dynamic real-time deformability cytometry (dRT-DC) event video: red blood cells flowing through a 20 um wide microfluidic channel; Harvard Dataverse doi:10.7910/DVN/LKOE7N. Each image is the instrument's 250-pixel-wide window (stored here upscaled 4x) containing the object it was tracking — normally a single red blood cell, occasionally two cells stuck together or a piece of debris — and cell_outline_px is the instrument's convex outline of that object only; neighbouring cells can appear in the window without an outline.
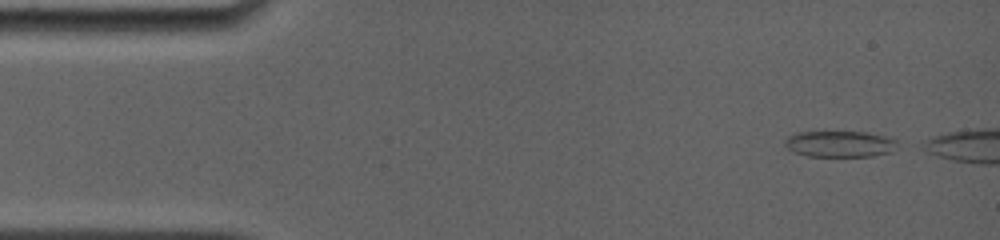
{"species": "common noctule bat (a hibernating species)", "species_latin": "Nyctalus noctula", "temperature_condition": "room temperature", "stored_images_in_passage": 34, "camera_frame_rate_fps": 4000, "um_per_image_px": 0.085, "animal": {"sex": "female", "body_mass_g": 19.0, "forearm_length_mm": 56.7}, "frame": {"image": 1, "passage_image": 1, "time_ms": 0.0, "image_size_px": [1000, 240], "cell_outline_px": [[896, 140], [892, 152], [872, 156], [808, 156], [796, 152], [788, 148], [784, 144], [784, 140], [788, 136], [796, 132], [864, 132]], "centroid_in_image_um": [71.32, 12.24], "position_along_channel_um": 13.7, "area_um2": 16.82}}
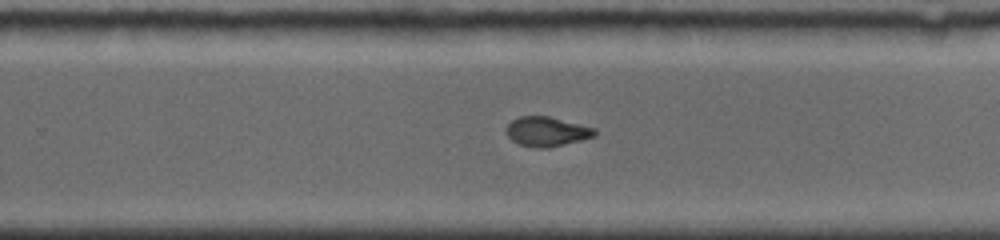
{"frame": {"image": 2, "passage_image": 22, "time_ms": 9.5, "image_size_px": [1000, 240], "cell_outline_px": [[596, 136], [548, 148], [536, 148], [520, 144], [512, 140], [508, 136], [508, 124], [512, 120], [520, 116], [552, 116], [596, 128]], "centroid_in_image_um": [46.52, 11.17], "position_along_channel_um": 283.3, "area_um2": 15.2}}
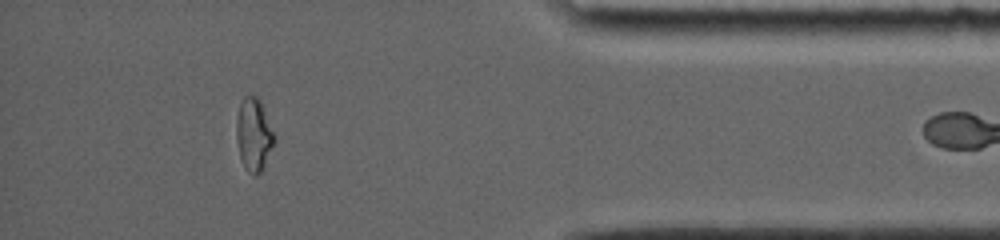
{"frame": {"image": 3, "passage_image": 33, "time_ms": 13.5, "image_size_px": [1000, 240], "cell_outline_px": [[276, 140], [264, 168], [256, 176], [252, 176], [244, 168], [240, 156], [236, 136], [236, 120], [240, 104], [244, 96], [256, 96], [260, 100], [276, 136]], "centroid_in_image_um": [21.59, 11.48], "position_along_channel_um": 413.6, "area_um2": 16.3}}